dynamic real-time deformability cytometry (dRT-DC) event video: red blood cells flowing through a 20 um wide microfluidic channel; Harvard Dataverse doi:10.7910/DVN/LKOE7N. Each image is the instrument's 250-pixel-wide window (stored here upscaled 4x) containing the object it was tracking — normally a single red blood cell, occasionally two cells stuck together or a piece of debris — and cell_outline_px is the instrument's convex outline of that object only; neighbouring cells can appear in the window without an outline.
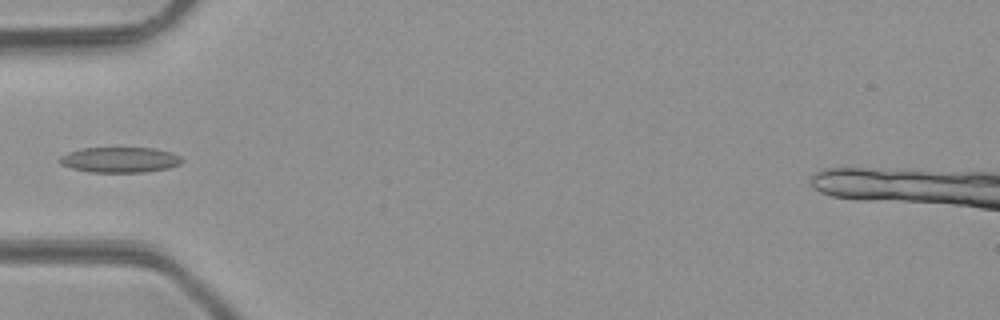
{"species": "common noctule bat (a hibernating species)", "species_latin": "Nyctalus noctula", "temperature_condition": "room temperature", "stored_images_in_passage": 7, "camera_frame_rate_fps": 3000, "um_per_image_px": 0.085, "animal": {"sex": "male", "body_mass_g": 23.1, "forearm_length_mm": 52.7}, "frame": {"image": 1, "passage_image": 1, "time_ms": 0.0, "image_size_px": [1000, 320], "cell_outline_px": [[184, 160], [180, 164], [168, 168], [144, 172], [88, 172], [72, 168], [60, 164], [56, 160], [60, 156], [68, 152], [80, 148], [156, 148], [172, 152], [180, 156]], "centroid_in_image_um": [10.17, 13.58], "position_along_channel_um": 74.8, "area_um2": 18.32}}